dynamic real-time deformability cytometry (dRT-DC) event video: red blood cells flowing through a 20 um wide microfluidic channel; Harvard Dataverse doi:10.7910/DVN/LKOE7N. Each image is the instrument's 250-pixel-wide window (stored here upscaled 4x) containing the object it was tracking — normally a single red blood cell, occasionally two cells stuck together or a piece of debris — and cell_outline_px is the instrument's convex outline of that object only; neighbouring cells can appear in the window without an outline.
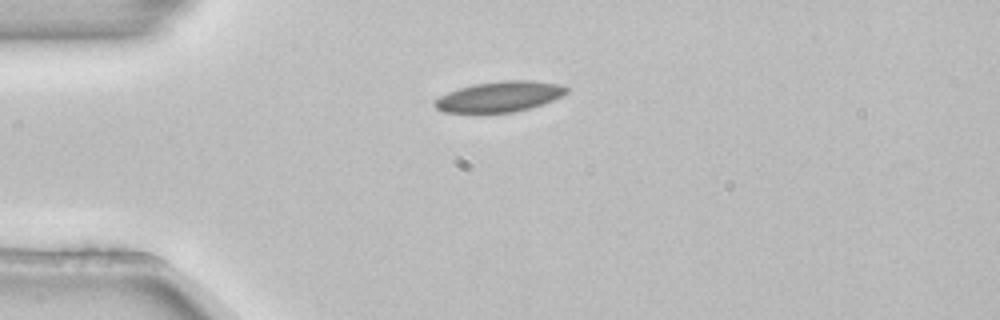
{"species": "common noctule bat (a hibernating species)", "species_latin": "Nyctalus noctula", "temperature_condition": "room temperature", "stored_images_in_passage": 2, "camera_frame_rate_fps": 3000, "um_per_image_px": 0.085, "animal": {"sex": "female", "body_mass_g": 22.7, "forearm_length_mm": 54.2}, "frame": {"image": 1, "passage_image": 1, "time_ms": 0.0, "image_size_px": [1000, 320], "cell_outline_px": [[568, 92], [552, 100], [528, 108], [512, 112], [444, 112], [436, 108], [432, 104], [440, 96], [448, 92], [472, 84], [500, 80], [532, 80], [560, 84], [568, 88]], "centroid_in_image_um": [42.45, 8.19], "position_along_channel_um": 42.6, "area_um2": 23.18}}